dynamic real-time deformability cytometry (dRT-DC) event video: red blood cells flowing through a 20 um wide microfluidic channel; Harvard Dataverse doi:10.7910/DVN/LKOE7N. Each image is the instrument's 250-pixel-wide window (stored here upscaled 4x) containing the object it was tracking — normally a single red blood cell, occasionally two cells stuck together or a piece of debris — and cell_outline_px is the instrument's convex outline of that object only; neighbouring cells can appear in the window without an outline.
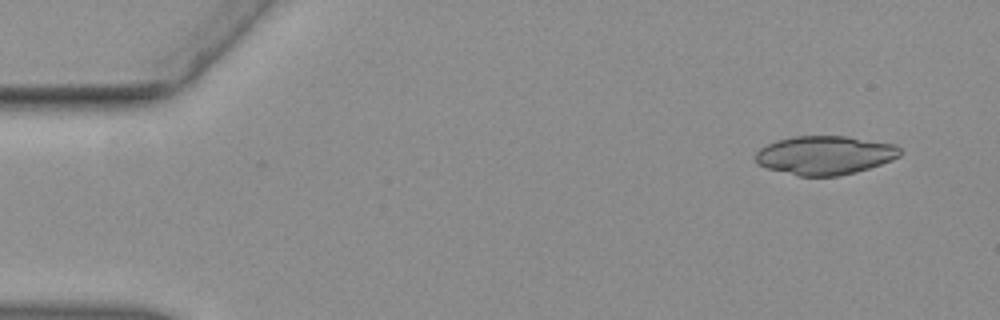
{"species": "common noctule bat (a hibernating species)", "species_latin": "Nyctalus noctula", "temperature_condition": "warm", "stored_images_in_passage": 42, "segment_of_instrument_passage": [1, 2], "camera_frame_rate_fps": 3000, "um_per_image_px": 0.085, "animal": {"sex": "female", "body_mass_g": 19.3, "forearm_length_mm": 54.1}, "frame": {"image": 1, "passage_image": 1, "time_ms": 0.0, "image_size_px": [1000, 320], "cell_outline_px": [[892, 156], [876, 164], [864, 168], [848, 172], [828, 176], [808, 176], [776, 144], [788, 140], [816, 136], [828, 136], [880, 144]], "centroid_in_image_um": [70.76, 13.15], "position_along_channel_um": 14.2, "area_um2": 22.48}}